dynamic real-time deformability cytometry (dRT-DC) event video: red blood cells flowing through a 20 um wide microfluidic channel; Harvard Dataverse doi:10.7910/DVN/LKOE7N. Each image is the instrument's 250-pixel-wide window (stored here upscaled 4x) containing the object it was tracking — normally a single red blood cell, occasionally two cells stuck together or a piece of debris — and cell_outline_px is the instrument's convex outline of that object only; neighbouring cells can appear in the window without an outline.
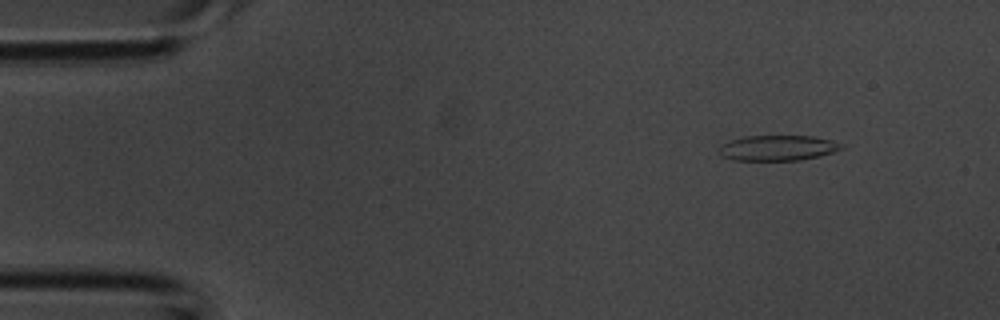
{"species": "common noctule bat (a hibernating species)", "species_latin": "Nyctalus noctula", "temperature_condition": "room temperature", "stored_images_in_passage": 4, "camera_frame_rate_fps": 3000, "um_per_image_px": 0.085, "animal": {"sex": "male", "body_mass_g": 20.1, "forearm_length_mm": 53.5}, "frame": {"image": 1, "passage_image": 2, "time_ms": 0.333, "image_size_px": [1000, 320], "cell_outline_px": [[844, 148], [820, 156], [800, 160], [732, 160], [720, 156], [720, 144], [744, 136], [812, 136], [844, 144]], "centroid_in_image_um": [66.09, 12.58], "position_along_channel_um": 18.9, "area_um2": 18.03}}
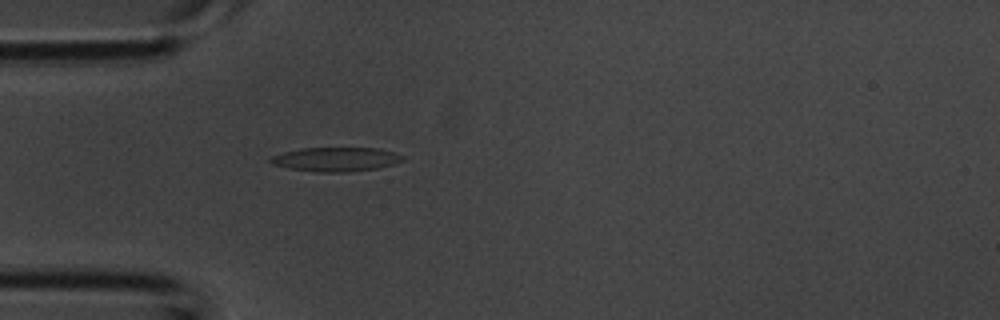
{"frame": {"image": 2, "passage_image": 4, "time_ms": 1.0, "image_size_px": [1000, 320], "cell_outline_px": [[404, 160], [392, 164], [376, 168], [348, 172], [316, 172], [288, 168], [272, 164], [268, 160], [272, 156], [284, 152], [300, 148], [380, 148], [404, 156]], "centroid_in_image_um": [28.53, 13.54], "position_along_channel_um": 56.5, "area_um2": 18.5}}